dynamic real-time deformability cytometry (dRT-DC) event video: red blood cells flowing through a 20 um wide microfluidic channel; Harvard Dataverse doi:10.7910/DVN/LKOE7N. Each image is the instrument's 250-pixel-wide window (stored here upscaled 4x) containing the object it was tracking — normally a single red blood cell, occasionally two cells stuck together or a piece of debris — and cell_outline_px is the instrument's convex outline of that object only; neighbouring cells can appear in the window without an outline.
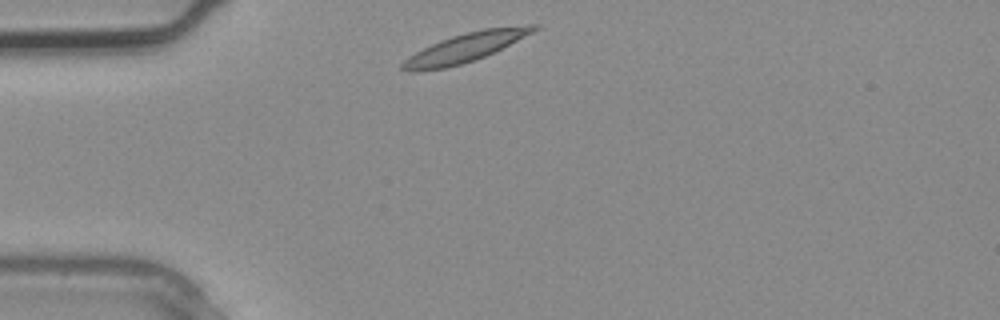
{"species": "common noctule bat (a hibernating species)", "species_latin": "Nyctalus noctula", "temperature_condition": "warm", "stored_images_in_passage": 1, "camera_frame_rate_fps": 3000, "um_per_image_px": 0.085, "animal": {"sex": "male", "body_mass_g": 20.4}, "frame": {"image": 1, "passage_image": 1, "time_ms": 0.0, "image_size_px": [1000, 320], "cell_outline_px": [[540, 28], [484, 56], [460, 64], [444, 68], [416, 72], [408, 72], [400, 68], [400, 64], [408, 56], [440, 40], [452, 36], [484, 28], [528, 24], [536, 24]], "centroid_in_image_um": [39.49, 4.04], "position_along_channel_um": 45.5, "area_um2": 21.73}}